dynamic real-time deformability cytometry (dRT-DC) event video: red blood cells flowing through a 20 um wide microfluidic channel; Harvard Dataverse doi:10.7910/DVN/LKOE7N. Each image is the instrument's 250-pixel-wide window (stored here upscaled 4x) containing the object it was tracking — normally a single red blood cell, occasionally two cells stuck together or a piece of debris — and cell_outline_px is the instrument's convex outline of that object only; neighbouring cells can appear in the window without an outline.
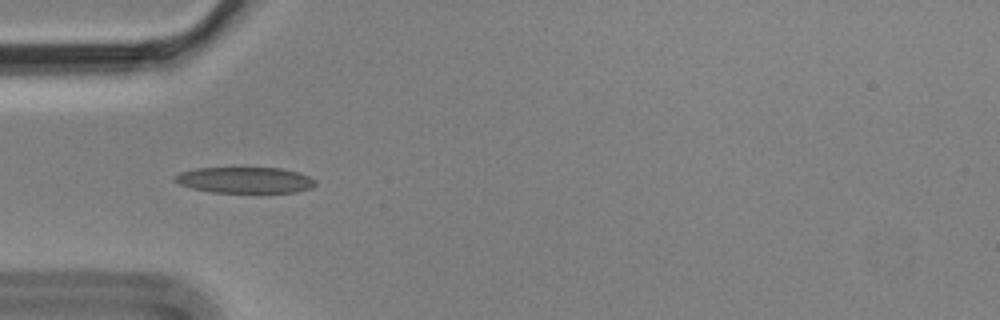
{"species": "Egyptian fruit bat (a non-hibernating species)", "species_latin": "Rousettus aegyptiacus", "temperature_condition": "cold", "stored_images_in_passage": 4, "camera_frame_rate_fps": 3000, "um_per_image_px": 0.085, "animal": {"sex": "male"}, "frame": {"image": 1, "passage_image": 3, "time_ms": 0.667, "image_size_px": [1000, 320], "cell_outline_px": [[316, 184], [312, 188], [296, 192], [212, 192], [192, 188], [180, 184], [172, 180], [172, 176], [180, 172], [196, 168], [280, 168], [296, 172], [308, 176], [316, 180]], "centroid_in_image_um": [20.79, 15.3], "position_along_channel_um": 64.2, "area_um2": 21.27}}